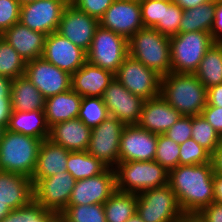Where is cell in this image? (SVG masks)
Masks as SVG:
<instances>
[{"label":"cell","mask_w":222,"mask_h":222,"mask_svg":"<svg viewBox=\"0 0 222 222\" xmlns=\"http://www.w3.org/2000/svg\"><path fill=\"white\" fill-rule=\"evenodd\" d=\"M126 222H144L139 214L136 212L131 218H129Z\"/></svg>","instance_id":"6f0895ef"},{"label":"cell","mask_w":222,"mask_h":222,"mask_svg":"<svg viewBox=\"0 0 222 222\" xmlns=\"http://www.w3.org/2000/svg\"><path fill=\"white\" fill-rule=\"evenodd\" d=\"M10 99L12 111L44 110L45 98L26 76L12 80Z\"/></svg>","instance_id":"83f0119b"},{"label":"cell","mask_w":222,"mask_h":222,"mask_svg":"<svg viewBox=\"0 0 222 222\" xmlns=\"http://www.w3.org/2000/svg\"><path fill=\"white\" fill-rule=\"evenodd\" d=\"M54 215L32 199L27 205L12 210L0 222H48Z\"/></svg>","instance_id":"e575fe53"},{"label":"cell","mask_w":222,"mask_h":222,"mask_svg":"<svg viewBox=\"0 0 222 222\" xmlns=\"http://www.w3.org/2000/svg\"><path fill=\"white\" fill-rule=\"evenodd\" d=\"M206 89L222 83V43H214L194 73Z\"/></svg>","instance_id":"f546056e"},{"label":"cell","mask_w":222,"mask_h":222,"mask_svg":"<svg viewBox=\"0 0 222 222\" xmlns=\"http://www.w3.org/2000/svg\"><path fill=\"white\" fill-rule=\"evenodd\" d=\"M103 207L106 222H126L137 211V194L116 190Z\"/></svg>","instance_id":"4dcf8cb0"},{"label":"cell","mask_w":222,"mask_h":222,"mask_svg":"<svg viewBox=\"0 0 222 222\" xmlns=\"http://www.w3.org/2000/svg\"><path fill=\"white\" fill-rule=\"evenodd\" d=\"M20 7L17 0H0V35L19 22Z\"/></svg>","instance_id":"60d3db41"},{"label":"cell","mask_w":222,"mask_h":222,"mask_svg":"<svg viewBox=\"0 0 222 222\" xmlns=\"http://www.w3.org/2000/svg\"><path fill=\"white\" fill-rule=\"evenodd\" d=\"M216 9L211 35L215 43H222V0H215Z\"/></svg>","instance_id":"7dc6e473"},{"label":"cell","mask_w":222,"mask_h":222,"mask_svg":"<svg viewBox=\"0 0 222 222\" xmlns=\"http://www.w3.org/2000/svg\"><path fill=\"white\" fill-rule=\"evenodd\" d=\"M42 57L71 75L87 62V52L57 31L46 36Z\"/></svg>","instance_id":"2e32d148"},{"label":"cell","mask_w":222,"mask_h":222,"mask_svg":"<svg viewBox=\"0 0 222 222\" xmlns=\"http://www.w3.org/2000/svg\"><path fill=\"white\" fill-rule=\"evenodd\" d=\"M92 128L79 118L62 121L50 127L49 139L70 152L86 151L91 138Z\"/></svg>","instance_id":"cb8c5ba5"},{"label":"cell","mask_w":222,"mask_h":222,"mask_svg":"<svg viewBox=\"0 0 222 222\" xmlns=\"http://www.w3.org/2000/svg\"><path fill=\"white\" fill-rule=\"evenodd\" d=\"M102 100L110 116L125 125H137L145 100L127 90L116 78L105 89Z\"/></svg>","instance_id":"9a60e30c"},{"label":"cell","mask_w":222,"mask_h":222,"mask_svg":"<svg viewBox=\"0 0 222 222\" xmlns=\"http://www.w3.org/2000/svg\"><path fill=\"white\" fill-rule=\"evenodd\" d=\"M191 138L212 154L222 143V137L202 115L192 116Z\"/></svg>","instance_id":"836d02e7"},{"label":"cell","mask_w":222,"mask_h":222,"mask_svg":"<svg viewBox=\"0 0 222 222\" xmlns=\"http://www.w3.org/2000/svg\"><path fill=\"white\" fill-rule=\"evenodd\" d=\"M20 4H24L27 2H31V1H36V0H17Z\"/></svg>","instance_id":"91938a15"},{"label":"cell","mask_w":222,"mask_h":222,"mask_svg":"<svg viewBox=\"0 0 222 222\" xmlns=\"http://www.w3.org/2000/svg\"><path fill=\"white\" fill-rule=\"evenodd\" d=\"M75 184L76 180L68 171L39 179L33 185V199L54 214L62 213Z\"/></svg>","instance_id":"8fae6325"},{"label":"cell","mask_w":222,"mask_h":222,"mask_svg":"<svg viewBox=\"0 0 222 222\" xmlns=\"http://www.w3.org/2000/svg\"><path fill=\"white\" fill-rule=\"evenodd\" d=\"M183 9L173 1H163V14L160 22L154 27L161 34L172 37L179 33Z\"/></svg>","instance_id":"f35d334b"},{"label":"cell","mask_w":222,"mask_h":222,"mask_svg":"<svg viewBox=\"0 0 222 222\" xmlns=\"http://www.w3.org/2000/svg\"><path fill=\"white\" fill-rule=\"evenodd\" d=\"M215 9V0H209L194 8L183 10L179 33L196 31L211 33Z\"/></svg>","instance_id":"f1b7e54d"},{"label":"cell","mask_w":222,"mask_h":222,"mask_svg":"<svg viewBox=\"0 0 222 222\" xmlns=\"http://www.w3.org/2000/svg\"><path fill=\"white\" fill-rule=\"evenodd\" d=\"M136 212L144 222H177L185 215L168 184L137 194Z\"/></svg>","instance_id":"52a82bcc"},{"label":"cell","mask_w":222,"mask_h":222,"mask_svg":"<svg viewBox=\"0 0 222 222\" xmlns=\"http://www.w3.org/2000/svg\"><path fill=\"white\" fill-rule=\"evenodd\" d=\"M177 222H201L196 215H184Z\"/></svg>","instance_id":"9f6ffc18"},{"label":"cell","mask_w":222,"mask_h":222,"mask_svg":"<svg viewBox=\"0 0 222 222\" xmlns=\"http://www.w3.org/2000/svg\"><path fill=\"white\" fill-rule=\"evenodd\" d=\"M107 168L87 151L70 152L68 156L67 171L76 181L99 175Z\"/></svg>","instance_id":"1f68e13d"},{"label":"cell","mask_w":222,"mask_h":222,"mask_svg":"<svg viewBox=\"0 0 222 222\" xmlns=\"http://www.w3.org/2000/svg\"><path fill=\"white\" fill-rule=\"evenodd\" d=\"M115 74L88 61L72 74L71 89L81 97H102Z\"/></svg>","instance_id":"44dd1931"},{"label":"cell","mask_w":222,"mask_h":222,"mask_svg":"<svg viewBox=\"0 0 222 222\" xmlns=\"http://www.w3.org/2000/svg\"><path fill=\"white\" fill-rule=\"evenodd\" d=\"M4 128L3 127H0V141H1V139H2V135H3V133H4Z\"/></svg>","instance_id":"6125c7cd"},{"label":"cell","mask_w":222,"mask_h":222,"mask_svg":"<svg viewBox=\"0 0 222 222\" xmlns=\"http://www.w3.org/2000/svg\"><path fill=\"white\" fill-rule=\"evenodd\" d=\"M12 210L8 207V203H0V221L6 217Z\"/></svg>","instance_id":"11a10c76"},{"label":"cell","mask_w":222,"mask_h":222,"mask_svg":"<svg viewBox=\"0 0 222 222\" xmlns=\"http://www.w3.org/2000/svg\"><path fill=\"white\" fill-rule=\"evenodd\" d=\"M211 163V154L192 138L180 144L179 165Z\"/></svg>","instance_id":"ab89813d"},{"label":"cell","mask_w":222,"mask_h":222,"mask_svg":"<svg viewBox=\"0 0 222 222\" xmlns=\"http://www.w3.org/2000/svg\"><path fill=\"white\" fill-rule=\"evenodd\" d=\"M69 0H36L21 4L19 22L31 30L49 35L58 30Z\"/></svg>","instance_id":"7c38bea8"},{"label":"cell","mask_w":222,"mask_h":222,"mask_svg":"<svg viewBox=\"0 0 222 222\" xmlns=\"http://www.w3.org/2000/svg\"><path fill=\"white\" fill-rule=\"evenodd\" d=\"M214 172L211 163L178 165L169 171L168 185L185 215H196L214 202Z\"/></svg>","instance_id":"6da1fadb"},{"label":"cell","mask_w":222,"mask_h":222,"mask_svg":"<svg viewBox=\"0 0 222 222\" xmlns=\"http://www.w3.org/2000/svg\"><path fill=\"white\" fill-rule=\"evenodd\" d=\"M115 170L116 190L139 194L168 184L169 172L155 160L119 162Z\"/></svg>","instance_id":"5b68a950"},{"label":"cell","mask_w":222,"mask_h":222,"mask_svg":"<svg viewBox=\"0 0 222 222\" xmlns=\"http://www.w3.org/2000/svg\"><path fill=\"white\" fill-rule=\"evenodd\" d=\"M69 154V150L54 143L49 138L42 140L36 167L31 177L32 184L34 185L39 179L67 171Z\"/></svg>","instance_id":"603a6c76"},{"label":"cell","mask_w":222,"mask_h":222,"mask_svg":"<svg viewBox=\"0 0 222 222\" xmlns=\"http://www.w3.org/2000/svg\"><path fill=\"white\" fill-rule=\"evenodd\" d=\"M109 116L102 97H83L78 118L88 127L99 126Z\"/></svg>","instance_id":"d590c367"},{"label":"cell","mask_w":222,"mask_h":222,"mask_svg":"<svg viewBox=\"0 0 222 222\" xmlns=\"http://www.w3.org/2000/svg\"><path fill=\"white\" fill-rule=\"evenodd\" d=\"M158 134L138 125H126L120 137L119 162L155 159Z\"/></svg>","instance_id":"e0dca14e"},{"label":"cell","mask_w":222,"mask_h":222,"mask_svg":"<svg viewBox=\"0 0 222 222\" xmlns=\"http://www.w3.org/2000/svg\"><path fill=\"white\" fill-rule=\"evenodd\" d=\"M196 217L201 222H222V204L212 202L210 205L202 208Z\"/></svg>","instance_id":"bcb514c9"},{"label":"cell","mask_w":222,"mask_h":222,"mask_svg":"<svg viewBox=\"0 0 222 222\" xmlns=\"http://www.w3.org/2000/svg\"><path fill=\"white\" fill-rule=\"evenodd\" d=\"M25 76L45 99L71 89L72 75L43 57L26 62Z\"/></svg>","instance_id":"4fadbf2b"},{"label":"cell","mask_w":222,"mask_h":222,"mask_svg":"<svg viewBox=\"0 0 222 222\" xmlns=\"http://www.w3.org/2000/svg\"><path fill=\"white\" fill-rule=\"evenodd\" d=\"M0 36L16 50L26 62L40 58L43 55L47 35L39 31L31 30L20 22L15 23Z\"/></svg>","instance_id":"7402d4cb"},{"label":"cell","mask_w":222,"mask_h":222,"mask_svg":"<svg viewBox=\"0 0 222 222\" xmlns=\"http://www.w3.org/2000/svg\"><path fill=\"white\" fill-rule=\"evenodd\" d=\"M140 8L144 27L154 28L162 19L163 1L140 0Z\"/></svg>","instance_id":"b9f144b4"},{"label":"cell","mask_w":222,"mask_h":222,"mask_svg":"<svg viewBox=\"0 0 222 222\" xmlns=\"http://www.w3.org/2000/svg\"><path fill=\"white\" fill-rule=\"evenodd\" d=\"M180 117L182 114L159 95L145 100L137 125L151 133L165 134Z\"/></svg>","instance_id":"ffe728a7"},{"label":"cell","mask_w":222,"mask_h":222,"mask_svg":"<svg viewBox=\"0 0 222 222\" xmlns=\"http://www.w3.org/2000/svg\"><path fill=\"white\" fill-rule=\"evenodd\" d=\"M12 113L10 98H0V127L7 128L9 118Z\"/></svg>","instance_id":"681fc988"},{"label":"cell","mask_w":222,"mask_h":222,"mask_svg":"<svg viewBox=\"0 0 222 222\" xmlns=\"http://www.w3.org/2000/svg\"><path fill=\"white\" fill-rule=\"evenodd\" d=\"M48 222H57V214H55Z\"/></svg>","instance_id":"94428289"},{"label":"cell","mask_w":222,"mask_h":222,"mask_svg":"<svg viewBox=\"0 0 222 222\" xmlns=\"http://www.w3.org/2000/svg\"><path fill=\"white\" fill-rule=\"evenodd\" d=\"M82 98L72 89L45 99L44 113L49 127L78 118Z\"/></svg>","instance_id":"484cf974"},{"label":"cell","mask_w":222,"mask_h":222,"mask_svg":"<svg viewBox=\"0 0 222 222\" xmlns=\"http://www.w3.org/2000/svg\"><path fill=\"white\" fill-rule=\"evenodd\" d=\"M127 56L128 40L99 25L87 51V61L116 74Z\"/></svg>","instance_id":"ba28073f"},{"label":"cell","mask_w":222,"mask_h":222,"mask_svg":"<svg viewBox=\"0 0 222 222\" xmlns=\"http://www.w3.org/2000/svg\"><path fill=\"white\" fill-rule=\"evenodd\" d=\"M214 202L222 204V175L214 174Z\"/></svg>","instance_id":"816d5d0a"},{"label":"cell","mask_w":222,"mask_h":222,"mask_svg":"<svg viewBox=\"0 0 222 222\" xmlns=\"http://www.w3.org/2000/svg\"><path fill=\"white\" fill-rule=\"evenodd\" d=\"M201 115L222 137V108L206 104Z\"/></svg>","instance_id":"f6af8a7d"},{"label":"cell","mask_w":222,"mask_h":222,"mask_svg":"<svg viewBox=\"0 0 222 222\" xmlns=\"http://www.w3.org/2000/svg\"><path fill=\"white\" fill-rule=\"evenodd\" d=\"M62 214L71 222H106L103 204L68 205Z\"/></svg>","instance_id":"74e56055"},{"label":"cell","mask_w":222,"mask_h":222,"mask_svg":"<svg viewBox=\"0 0 222 222\" xmlns=\"http://www.w3.org/2000/svg\"><path fill=\"white\" fill-rule=\"evenodd\" d=\"M211 164L214 174L222 175V143L211 154Z\"/></svg>","instance_id":"f907efd6"},{"label":"cell","mask_w":222,"mask_h":222,"mask_svg":"<svg viewBox=\"0 0 222 222\" xmlns=\"http://www.w3.org/2000/svg\"><path fill=\"white\" fill-rule=\"evenodd\" d=\"M26 61L0 36V75L11 80L25 76Z\"/></svg>","instance_id":"d6a6232c"},{"label":"cell","mask_w":222,"mask_h":222,"mask_svg":"<svg viewBox=\"0 0 222 222\" xmlns=\"http://www.w3.org/2000/svg\"><path fill=\"white\" fill-rule=\"evenodd\" d=\"M128 55L161 77L171 73L170 37L144 27L128 40Z\"/></svg>","instance_id":"3957f363"},{"label":"cell","mask_w":222,"mask_h":222,"mask_svg":"<svg viewBox=\"0 0 222 222\" xmlns=\"http://www.w3.org/2000/svg\"><path fill=\"white\" fill-rule=\"evenodd\" d=\"M180 145L164 134H158L155 161L168 172L179 165Z\"/></svg>","instance_id":"8d00e7d4"},{"label":"cell","mask_w":222,"mask_h":222,"mask_svg":"<svg viewBox=\"0 0 222 222\" xmlns=\"http://www.w3.org/2000/svg\"><path fill=\"white\" fill-rule=\"evenodd\" d=\"M41 142V139L5 129L0 141L2 171L19 173L31 178Z\"/></svg>","instance_id":"277c9868"},{"label":"cell","mask_w":222,"mask_h":222,"mask_svg":"<svg viewBox=\"0 0 222 222\" xmlns=\"http://www.w3.org/2000/svg\"><path fill=\"white\" fill-rule=\"evenodd\" d=\"M33 199L31 178L13 172H0V203H8L11 210L27 205Z\"/></svg>","instance_id":"d4e9b609"},{"label":"cell","mask_w":222,"mask_h":222,"mask_svg":"<svg viewBox=\"0 0 222 222\" xmlns=\"http://www.w3.org/2000/svg\"><path fill=\"white\" fill-rule=\"evenodd\" d=\"M57 222H71L62 213L57 214Z\"/></svg>","instance_id":"680465c9"},{"label":"cell","mask_w":222,"mask_h":222,"mask_svg":"<svg viewBox=\"0 0 222 222\" xmlns=\"http://www.w3.org/2000/svg\"><path fill=\"white\" fill-rule=\"evenodd\" d=\"M115 78L132 94L144 100L160 95L161 76L130 55L120 65Z\"/></svg>","instance_id":"30bf717a"},{"label":"cell","mask_w":222,"mask_h":222,"mask_svg":"<svg viewBox=\"0 0 222 222\" xmlns=\"http://www.w3.org/2000/svg\"><path fill=\"white\" fill-rule=\"evenodd\" d=\"M98 26V19L68 3L62 12L57 32L87 52Z\"/></svg>","instance_id":"ac0fdd59"},{"label":"cell","mask_w":222,"mask_h":222,"mask_svg":"<svg viewBox=\"0 0 222 222\" xmlns=\"http://www.w3.org/2000/svg\"><path fill=\"white\" fill-rule=\"evenodd\" d=\"M12 80L0 75V98H10Z\"/></svg>","instance_id":"f5cc1de1"},{"label":"cell","mask_w":222,"mask_h":222,"mask_svg":"<svg viewBox=\"0 0 222 222\" xmlns=\"http://www.w3.org/2000/svg\"><path fill=\"white\" fill-rule=\"evenodd\" d=\"M115 191V170L107 168L99 175L77 180L68 205L104 204Z\"/></svg>","instance_id":"d6986e66"},{"label":"cell","mask_w":222,"mask_h":222,"mask_svg":"<svg viewBox=\"0 0 222 222\" xmlns=\"http://www.w3.org/2000/svg\"><path fill=\"white\" fill-rule=\"evenodd\" d=\"M115 0H69L75 8L100 19Z\"/></svg>","instance_id":"7bdbcfd3"},{"label":"cell","mask_w":222,"mask_h":222,"mask_svg":"<svg viewBox=\"0 0 222 222\" xmlns=\"http://www.w3.org/2000/svg\"><path fill=\"white\" fill-rule=\"evenodd\" d=\"M207 104L222 108V83L207 89Z\"/></svg>","instance_id":"c3c4849f"},{"label":"cell","mask_w":222,"mask_h":222,"mask_svg":"<svg viewBox=\"0 0 222 222\" xmlns=\"http://www.w3.org/2000/svg\"><path fill=\"white\" fill-rule=\"evenodd\" d=\"M6 130L41 140L49 138L50 135L44 110L12 111Z\"/></svg>","instance_id":"4316f807"},{"label":"cell","mask_w":222,"mask_h":222,"mask_svg":"<svg viewBox=\"0 0 222 222\" xmlns=\"http://www.w3.org/2000/svg\"><path fill=\"white\" fill-rule=\"evenodd\" d=\"M174 142L183 144L192 136V116H183L165 134Z\"/></svg>","instance_id":"ee69618b"},{"label":"cell","mask_w":222,"mask_h":222,"mask_svg":"<svg viewBox=\"0 0 222 222\" xmlns=\"http://www.w3.org/2000/svg\"><path fill=\"white\" fill-rule=\"evenodd\" d=\"M214 43L211 33L201 31L170 37L171 72L194 74Z\"/></svg>","instance_id":"8992f818"},{"label":"cell","mask_w":222,"mask_h":222,"mask_svg":"<svg viewBox=\"0 0 222 222\" xmlns=\"http://www.w3.org/2000/svg\"><path fill=\"white\" fill-rule=\"evenodd\" d=\"M175 4L179 5L183 10L194 8L200 4L206 3L209 0H172Z\"/></svg>","instance_id":"db71d44e"},{"label":"cell","mask_w":222,"mask_h":222,"mask_svg":"<svg viewBox=\"0 0 222 222\" xmlns=\"http://www.w3.org/2000/svg\"><path fill=\"white\" fill-rule=\"evenodd\" d=\"M126 125L113 116H108L99 126L93 127L87 152L108 168L119 163L120 137Z\"/></svg>","instance_id":"9c48e42d"},{"label":"cell","mask_w":222,"mask_h":222,"mask_svg":"<svg viewBox=\"0 0 222 222\" xmlns=\"http://www.w3.org/2000/svg\"><path fill=\"white\" fill-rule=\"evenodd\" d=\"M160 96L183 116L201 115L207 89L195 74L171 72L161 77Z\"/></svg>","instance_id":"7a4b0ae2"},{"label":"cell","mask_w":222,"mask_h":222,"mask_svg":"<svg viewBox=\"0 0 222 222\" xmlns=\"http://www.w3.org/2000/svg\"><path fill=\"white\" fill-rule=\"evenodd\" d=\"M99 25L129 40L144 28L140 0H115L99 19Z\"/></svg>","instance_id":"5bb4252c"}]
</instances>
